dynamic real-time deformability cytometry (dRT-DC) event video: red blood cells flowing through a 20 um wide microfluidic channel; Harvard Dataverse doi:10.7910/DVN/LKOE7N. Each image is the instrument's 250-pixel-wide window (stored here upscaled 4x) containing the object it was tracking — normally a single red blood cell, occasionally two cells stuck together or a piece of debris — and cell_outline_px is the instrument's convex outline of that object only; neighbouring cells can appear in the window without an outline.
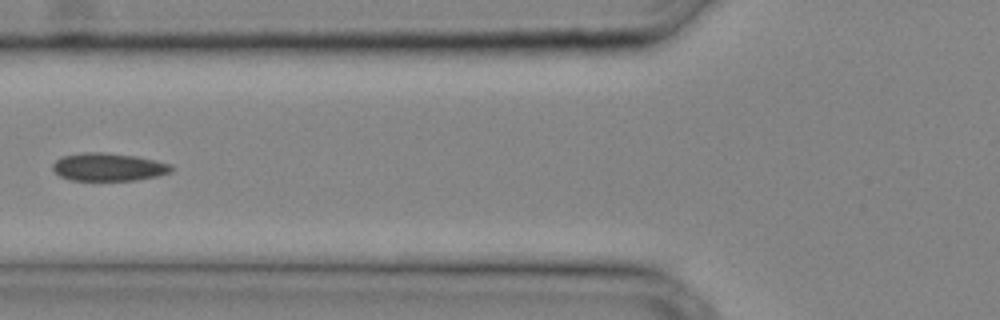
{"species": "common noctule bat (a hibernating species)", "species_latin": "Nyctalus noctula", "temperature_condition": "cold", "stored_images_in_passage": 24, "camera_frame_rate_fps": 3000, "um_per_image_px": 0.085, "animal": {"sex": "male", "body_mass_g": 20.4}, "frame": {"image": 1, "passage_image": 4, "time_ms": 1.0, "image_size_px": [1000, 320], "cell_outline_px": [[176, 168], [172, 172], [160, 176], [136, 180], [72, 180], [60, 176], [52, 168], [52, 164], [60, 156], [84, 152], [108, 152], [136, 156], [172, 164]], "centroid_in_image_um": [9.26, 14.19], "position_along_channel_um": 116.5, "area_um2": 19.59}}
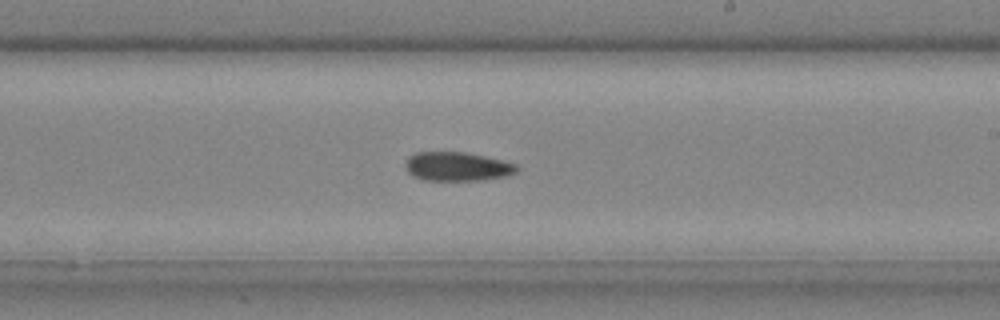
{"frame": {"image": 2, "passage_image": 11, "time_ms": 3.333, "image_size_px": [1000, 320], "cell_outline_px": [[520, 168], [516, 172], [504, 176], [480, 180], [424, 180], [412, 176], [404, 168], [404, 164], [408, 156], [416, 152], [464, 152], [504, 160], [516, 164]], "centroid_in_image_um": [38.83, 14.15], "position_along_channel_um": 250.2, "area_um2": 18.9}}